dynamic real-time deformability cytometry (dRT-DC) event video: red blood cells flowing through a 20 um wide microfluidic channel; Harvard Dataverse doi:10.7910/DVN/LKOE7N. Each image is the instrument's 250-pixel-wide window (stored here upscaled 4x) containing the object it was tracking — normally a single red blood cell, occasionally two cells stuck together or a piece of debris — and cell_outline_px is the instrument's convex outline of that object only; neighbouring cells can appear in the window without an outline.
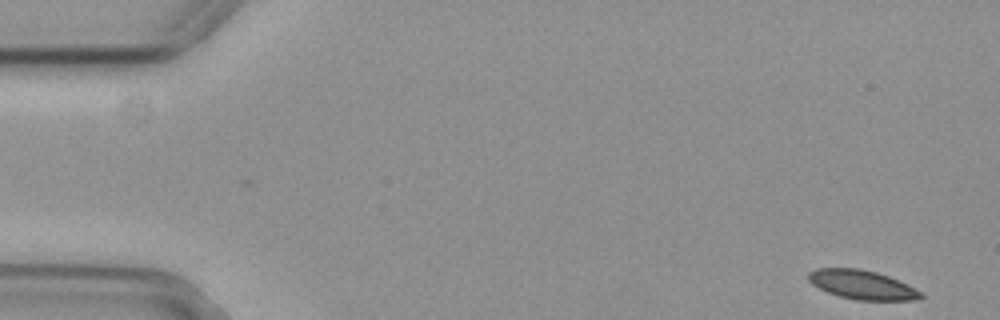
{"species": "common noctule bat (a hibernating species)", "species_latin": "Nyctalus noctula", "temperature_condition": "cold", "stored_images_in_passage": 53, "camera_frame_rate_fps": 3000, "um_per_image_px": 0.085, "animal": {"sex": "female", "body_mass_g": 29.2, "forearm_length_mm": 56.3}, "frame": {"image": 1, "passage_image": 1, "time_ms": 0.0, "image_size_px": [1000, 320], "cell_outline_px": [[924, 296], [916, 300], [856, 300], [840, 296], [828, 292], [812, 284], [808, 280], [808, 272], [816, 268], [860, 268], [876, 272], [888, 276], [908, 284], [924, 292]], "centroid_in_image_um": [73.31, 24.2], "position_along_channel_um": 11.7, "area_um2": 19.13}}
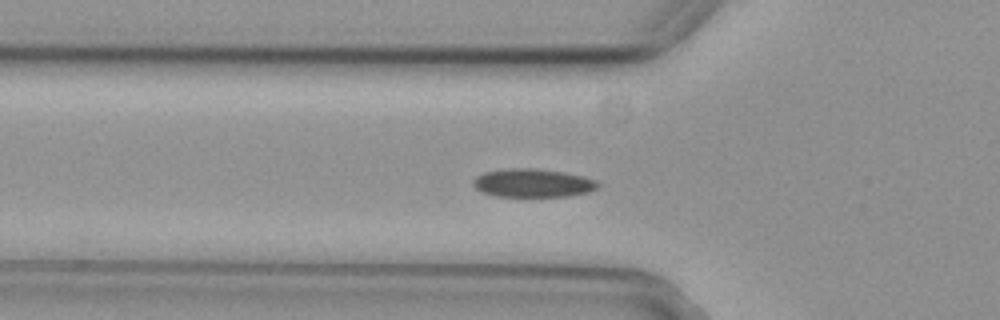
{"frame": {"image": 2, "passage_image": 17, "time_ms": 5.333, "image_size_px": [1000, 320], "cell_outline_px": [[600, 184], [596, 188], [588, 192], [568, 196], [496, 196], [480, 192], [472, 184], [472, 180], [476, 176], [484, 172], [512, 168], [532, 168], [564, 172], [584, 176], [596, 180]], "centroid_in_image_um": [45.27, 15.55], "position_along_channel_um": 80.5, "area_um2": 20.63}}
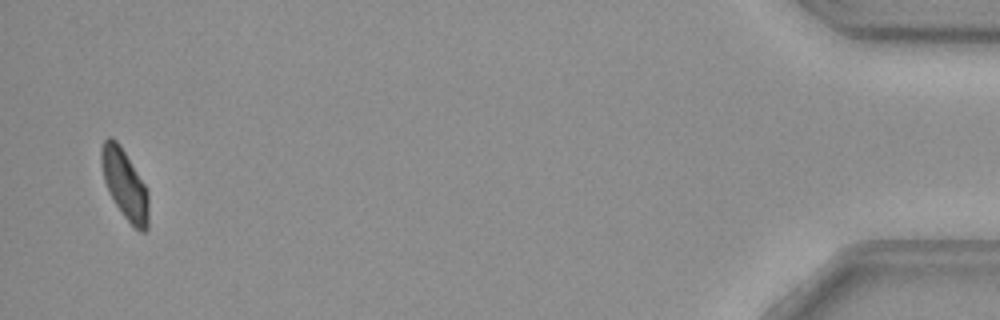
{"frame": {"image": 3, "passage_image": 52, "time_ms": 17.0, "image_size_px": [1000, 320], "cell_outline_px": [[148, 228], [144, 232], [140, 232], [124, 216], [108, 192], [104, 180], [100, 164], [100, 152], [104, 140], [108, 136], [112, 136], [120, 144], [144, 184], [148, 192]], "centroid_in_image_um": [10.58, 15.63], "position_along_channel_um": 424.6, "area_um2": 19.07}, "authors_computed_cell_mechanics": {"area_um2": 20.1144, "velocity_mm_per_s": 3.7382, "shape_relaxation_time_tau1_ms": 7.1211, "shape_relaxation_time_tau2_ms": null, "deformation_change_tau1": 0.14, "deformation_change_tau2": null}}